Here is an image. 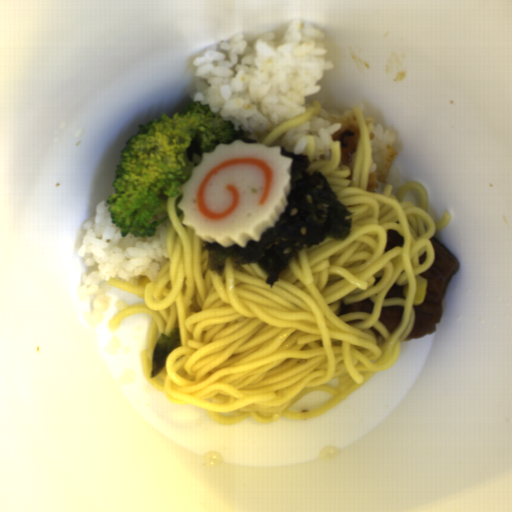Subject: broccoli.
Wrapping results in <instances>:
<instances>
[{"label":"broccoli","instance_id":"1","mask_svg":"<svg viewBox=\"0 0 512 512\" xmlns=\"http://www.w3.org/2000/svg\"><path fill=\"white\" fill-rule=\"evenodd\" d=\"M136 128L119 152L107 210L120 235L145 238L169 218V197L180 193L204 153L227 145L235 126L210 104L197 101Z\"/></svg>","mask_w":512,"mask_h":512}]
</instances>
